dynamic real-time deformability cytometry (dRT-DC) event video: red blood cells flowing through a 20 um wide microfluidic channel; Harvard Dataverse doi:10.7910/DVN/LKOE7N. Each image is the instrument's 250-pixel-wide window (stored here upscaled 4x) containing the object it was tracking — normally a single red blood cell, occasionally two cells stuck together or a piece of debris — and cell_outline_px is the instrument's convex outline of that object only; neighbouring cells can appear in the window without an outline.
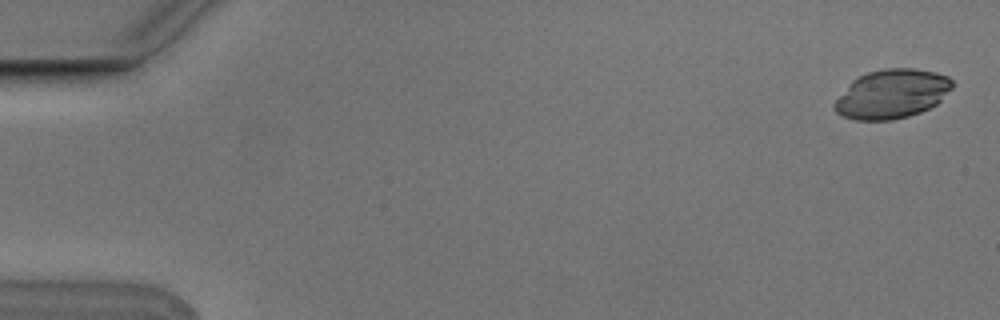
{"species": "Egyptian fruit bat (a non-hibernating species)", "species_latin": "Rousettus aegyptiacus", "temperature_condition": "cold", "stored_images_in_passage": 7, "camera_frame_rate_fps": 3000, "um_per_image_px": 0.085, "animal": {"sex": "male"}, "frame": {"image": 1, "passage_image": 1, "time_ms": 0.0, "image_size_px": [1000, 320], "cell_outline_px": [[956, 84], [936, 104], [920, 112], [908, 116], [892, 120], [856, 120], [844, 116], [836, 112], [832, 108], [832, 104], [852, 80], [868, 72], [884, 68], [912, 68], [936, 72], [948, 76]], "centroid_in_image_um": [75.81, 7.98], "position_along_channel_um": 9.2, "area_um2": 33.7}}